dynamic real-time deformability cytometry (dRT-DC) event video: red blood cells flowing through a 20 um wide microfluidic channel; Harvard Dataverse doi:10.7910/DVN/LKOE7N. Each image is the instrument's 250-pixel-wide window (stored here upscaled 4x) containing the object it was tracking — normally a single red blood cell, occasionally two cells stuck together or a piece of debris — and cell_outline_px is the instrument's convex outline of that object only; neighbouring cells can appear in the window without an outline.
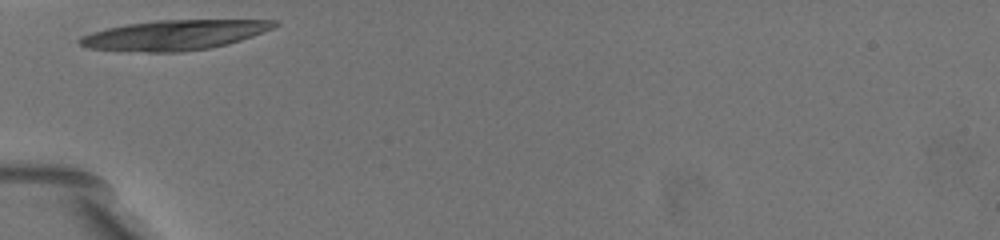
{"species": "common noctule bat (a hibernating species)", "species_latin": "Nyctalus noctula", "temperature_condition": "warm", "stored_images_in_passage": 18, "camera_frame_rate_fps": 3000, "um_per_image_px": 0.085, "animal": {"sex": "female", "body_mass_g": 19.5, "forearm_length_mm": 54.1}, "frame": {"image": 1, "passage_image": 1, "time_ms": 0.0, "image_size_px": [1000, 240], "cell_outline_px": [[280, 24], [272, 28], [252, 36], [228, 44], [212, 48], [180, 52], [148, 52], [88, 48], [80, 44], [76, 40], [92, 32], [108, 28], [128, 24], [156, 20], [280, 20]], "centroid_in_image_um": [14.86, 2.98], "position_along_channel_um": 70.1, "area_um2": 33.76}}
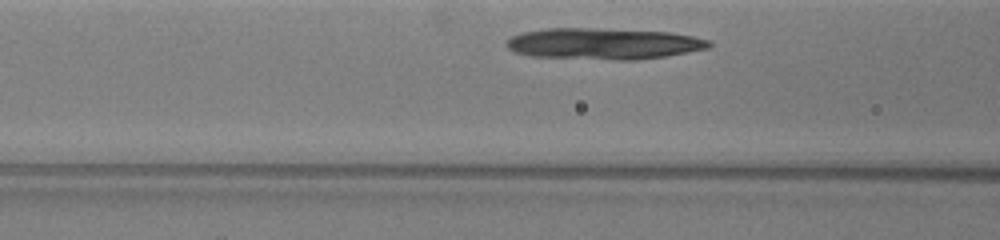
{"frame": {"image": 2, "passage_image": 7, "time_ms": 1.333, "image_size_px": [1000, 240], "cell_outline_px": [[712, 44], [708, 48], [664, 56], [636, 60], [616, 60], [532, 56], [516, 52], [508, 48], [504, 44], [512, 36], [524, 32], [540, 28], [592, 28], [668, 32], [692, 36], [708, 40]], "centroid_in_image_um": [51.26, 3.71], "position_along_channel_um": 115.3, "area_um2": 36.7}}
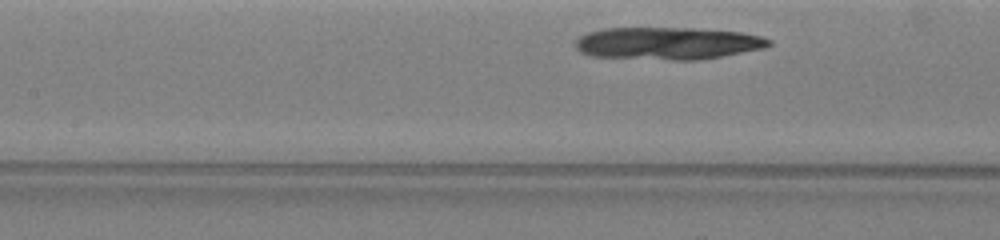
{"frame": {"image": 3, "passage_image": 12, "time_ms": 2.333, "image_size_px": [1000, 240], "cell_outline_px": [[772, 44], [764, 48], [724, 56], [696, 60], [672, 60], [592, 56], [580, 52], [576, 48], [576, 40], [580, 36], [588, 32], [604, 28], [696, 28], [740, 32], [760, 36], [772, 40]], "centroid_in_image_um": [56.76, 3.68], "position_along_channel_um": 150.6, "area_um2": 36.59}}